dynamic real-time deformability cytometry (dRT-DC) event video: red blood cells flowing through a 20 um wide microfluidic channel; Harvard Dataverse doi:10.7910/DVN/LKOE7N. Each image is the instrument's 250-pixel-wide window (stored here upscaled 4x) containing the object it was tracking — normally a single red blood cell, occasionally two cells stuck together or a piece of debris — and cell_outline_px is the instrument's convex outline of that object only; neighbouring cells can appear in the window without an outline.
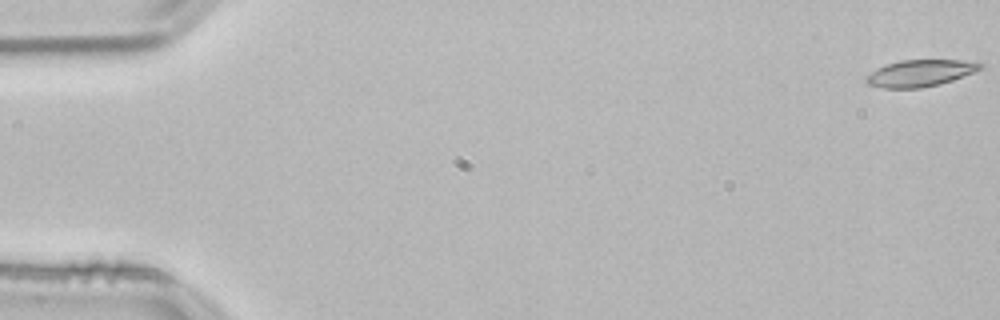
{"species": "common noctule bat (a hibernating species)", "species_latin": "Nyctalus noctula", "temperature_condition": "room temperature", "stored_images_in_passage": 54, "camera_frame_rate_fps": 3000, "um_per_image_px": 0.085, "animal": {"sex": "male", "body_mass_g": 21.5, "forearm_length_mm": 52.0}, "frame": {"image": 1, "passage_image": 1, "time_ms": 0.0, "image_size_px": [1000, 320], "cell_outline_px": [[984, 68], [952, 80], [940, 84], [920, 88], [884, 88], [868, 84], [864, 80], [864, 76], [876, 68], [884, 64], [900, 60], [964, 60], [984, 64]], "centroid_in_image_um": [78.17, 6.21], "position_along_channel_um": 6.8, "area_um2": 17.92}}
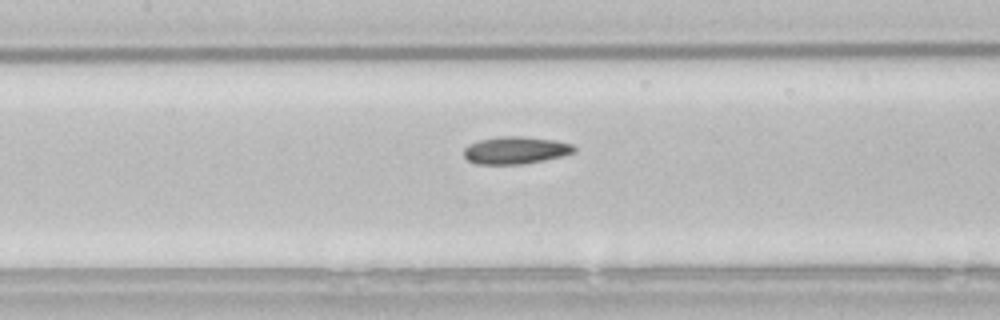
{"frame": {"image": 2, "passage_image": 25, "time_ms": 8.0, "image_size_px": [1000, 320], "cell_outline_px": [[576, 152], [544, 160], [520, 164], [476, 164], [468, 160], [464, 156], [464, 148], [468, 144], [480, 140], [500, 136], [524, 136], [556, 140], [572, 144], [576, 148]], "centroid_in_image_um": [43.82, 12.76], "position_along_channel_um": 163.6, "area_um2": 17.63}}
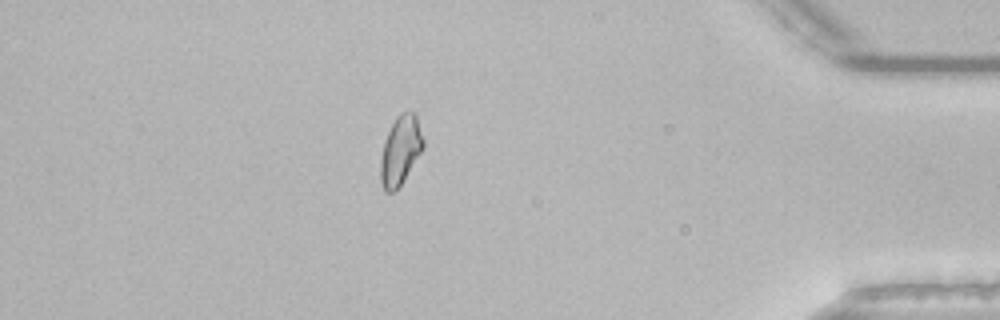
{"frame": {"image": 3, "passage_image": 47, "time_ms": 15.333, "image_size_px": [1000, 320], "cell_outline_px": [[424, 148], [404, 180], [392, 192], [384, 192], [380, 180], [380, 160], [384, 140], [396, 116], [400, 112], [416, 112], [424, 140]], "centroid_in_image_um": [34.04, 12.76], "position_along_channel_um": 401.2, "area_um2": 17.34}}